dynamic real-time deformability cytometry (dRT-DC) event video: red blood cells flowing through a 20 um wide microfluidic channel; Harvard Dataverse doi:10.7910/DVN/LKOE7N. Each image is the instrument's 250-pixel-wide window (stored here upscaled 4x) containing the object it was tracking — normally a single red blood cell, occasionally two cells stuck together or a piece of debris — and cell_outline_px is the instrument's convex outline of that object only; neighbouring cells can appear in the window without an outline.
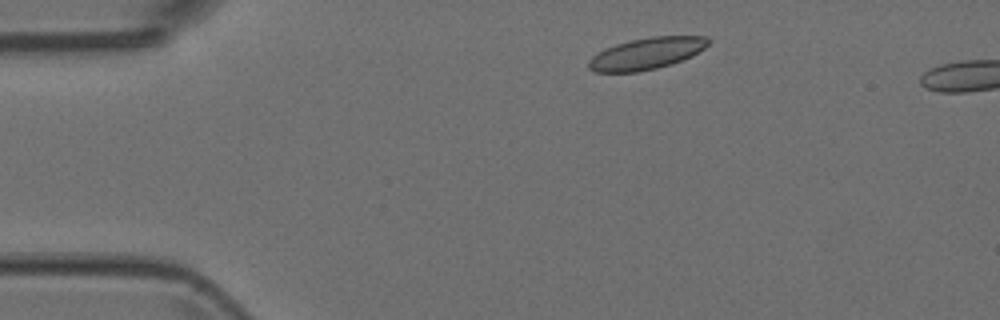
{"species": "Egyptian fruit bat (a non-hibernating species)", "species_latin": "Rousettus aegyptiacus", "temperature_condition": "room temperature", "stored_images_in_passage": 3, "camera_frame_rate_fps": 3000, "um_per_image_px": 0.085, "animal": {"sex": "female"}, "frame": {"image": 1, "passage_image": 1, "time_ms": 0.0, "image_size_px": [1000, 320], "cell_outline_px": [[708, 44], [704, 48], [692, 56], [672, 64], [656, 68], [636, 72], [596, 72], [588, 68], [588, 60], [592, 56], [604, 48], [616, 44], [632, 40], [652, 36], [708, 36]], "centroid_in_image_um": [54.94, 4.55], "position_along_channel_um": 30.1, "area_um2": 22.02}}